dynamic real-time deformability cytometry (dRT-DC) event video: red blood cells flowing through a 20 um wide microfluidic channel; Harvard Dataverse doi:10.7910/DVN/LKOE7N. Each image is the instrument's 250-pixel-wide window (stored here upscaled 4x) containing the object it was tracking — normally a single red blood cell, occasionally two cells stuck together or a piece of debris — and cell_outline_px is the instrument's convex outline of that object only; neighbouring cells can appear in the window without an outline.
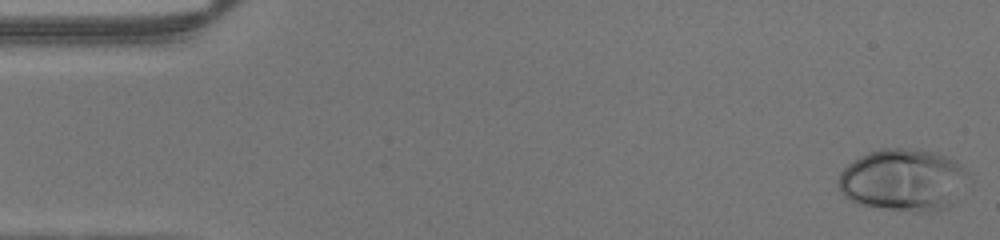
{"species": "human", "species_latin": "Homo sapiens", "temperature_condition": "warm", "stored_images_in_passage": 47, "camera_frame_rate_fps": 3000, "um_per_image_px": 0.085, "donor": {"sex": "male"}, "frame": {"image": 1, "passage_image": 1, "time_ms": 0.0, "image_size_px": [1000, 240], "cell_outline_px": [[968, 172], [948, 208], [932, 212], [920, 212], [884, 208], [860, 204], [848, 200], [840, 192], [836, 184], [836, 180], [840, 172], [852, 160], [868, 152], [880, 148], [920, 148], [948, 156], [956, 160]], "centroid_in_image_um": [76.69, 15.27], "position_along_channel_um": 8.3, "area_um2": 47.16}}
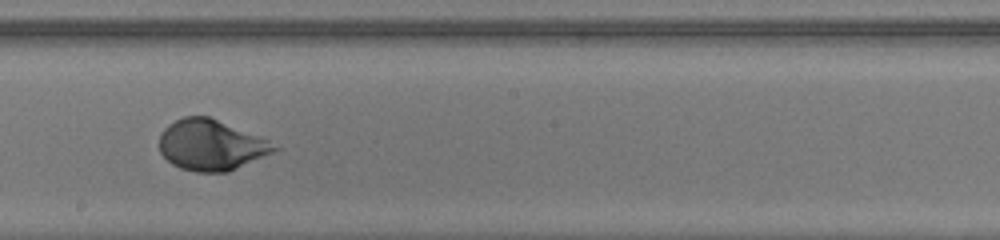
{"frame": {"image": 2, "passage_image": 26, "time_ms": 8.333, "image_size_px": [1000, 240], "cell_outline_px": [[280, 148], [272, 152], [228, 172], [196, 172], [180, 168], [172, 164], [160, 152], [160, 132], [168, 124], [184, 116], [208, 116], [268, 140]], "centroid_in_image_um": [17.9, 12.33], "position_along_channel_um": 230.3, "area_um2": 33.52}}
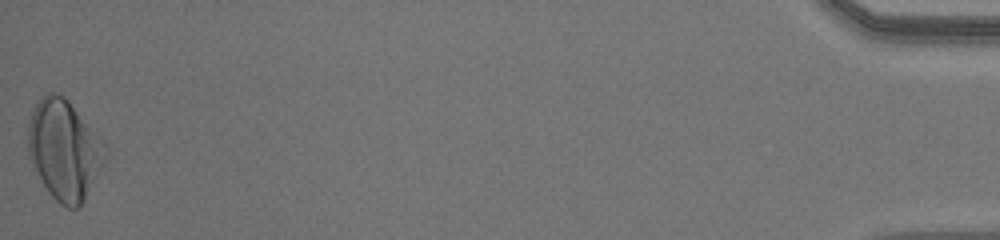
{"frame": {"image": 3, "passage_image": 47, "time_ms": 15.333, "image_size_px": [1000, 240], "cell_outline_px": [[104, 160], [80, 208], [68, 208], [60, 204], [48, 192], [32, 168], [28, 156], [28, 120], [32, 108], [48, 92], [52, 92], [64, 96], [68, 100], [104, 144]], "centroid_in_image_um": [5.39, 12.75], "position_along_channel_um": 429.8, "area_um2": 44.27}}